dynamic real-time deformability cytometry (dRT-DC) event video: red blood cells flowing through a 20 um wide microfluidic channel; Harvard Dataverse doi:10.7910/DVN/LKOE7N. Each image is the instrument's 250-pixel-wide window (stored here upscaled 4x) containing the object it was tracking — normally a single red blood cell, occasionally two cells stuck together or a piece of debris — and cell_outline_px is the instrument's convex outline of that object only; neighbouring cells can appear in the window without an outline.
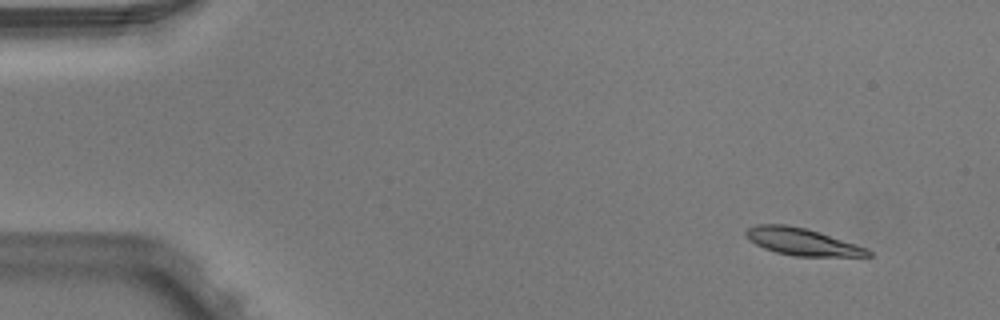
{"species": "Egyptian fruit bat (a non-hibernating species)", "species_latin": "Rousettus aegyptiacus", "temperature_condition": "warm", "stored_images_in_passage": 5, "camera_frame_rate_fps": 3000, "um_per_image_px": 0.085, "animal": {"sex": "male"}, "frame": {"image": 1, "passage_image": 2, "time_ms": 0.333, "image_size_px": [1000, 320], "cell_outline_px": [[872, 256], [792, 256], [776, 252], [764, 248], [748, 240], [744, 232], [748, 228], [756, 224], [784, 224], [804, 228], [856, 244], [868, 248], [872, 252]], "centroid_in_image_um": [68.15, 20.55], "position_along_channel_um": 16.8, "area_um2": 19.13}}
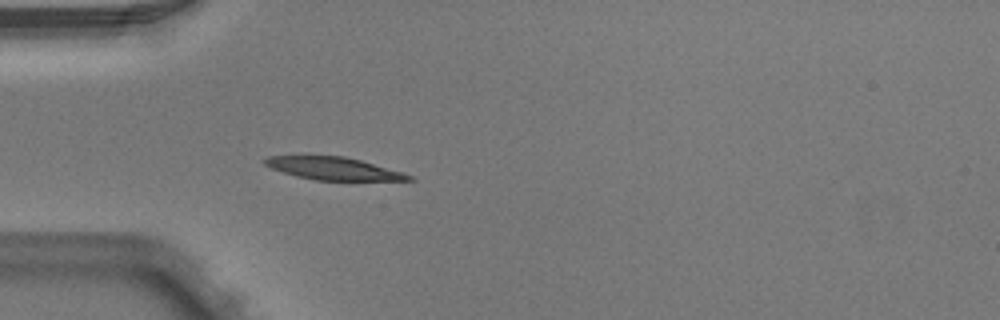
{"frame": {"image": 2, "passage_image": 5, "time_ms": 1.333, "image_size_px": [1000, 320], "cell_outline_px": [[416, 180], [316, 180], [296, 176], [272, 168], [264, 164], [260, 160], [268, 156], [344, 156], [360, 160], [400, 172], [412, 176]], "centroid_in_image_um": [28.28, 14.32], "position_along_channel_um": 56.7, "area_um2": 18.61}}